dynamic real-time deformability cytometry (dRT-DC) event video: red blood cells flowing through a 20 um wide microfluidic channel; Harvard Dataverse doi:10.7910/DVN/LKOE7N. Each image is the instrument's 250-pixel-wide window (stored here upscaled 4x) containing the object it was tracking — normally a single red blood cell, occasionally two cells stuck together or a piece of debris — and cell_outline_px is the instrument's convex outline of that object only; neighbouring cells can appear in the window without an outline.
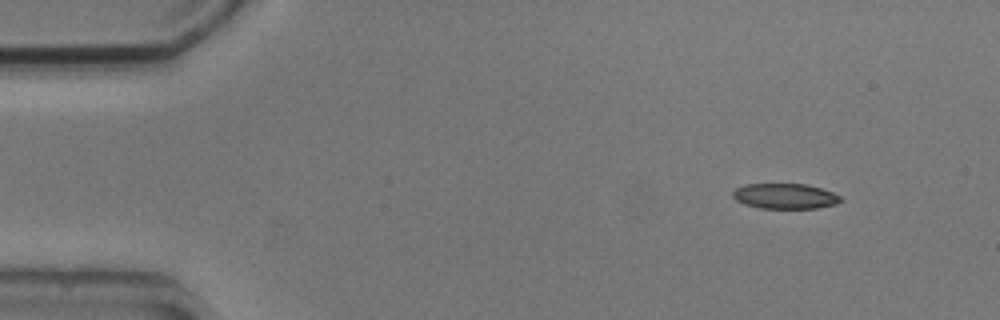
{"species": "common noctule bat (a hibernating species)", "species_latin": "Nyctalus noctula", "temperature_condition": "cold", "stored_images_in_passage": 5, "segment_of_instrument_passage": [1, 2], "camera_frame_rate_fps": 3000, "um_per_image_px": 0.085, "animal": {"sex": "male", "body_mass_g": 20.5, "forearm_length_mm": 52.5}, "frame": {"image": 1, "passage_image": 1, "time_ms": 0.0, "image_size_px": [1000, 320], "cell_outline_px": [[844, 200], [836, 204], [816, 208], [760, 208], [744, 204], [736, 200], [732, 196], [732, 192], [736, 188], [744, 184], [804, 184], [820, 188], [832, 192], [840, 196]], "centroid_in_image_um": [66.71, 16.67], "position_along_channel_um": 18.3, "area_um2": 15.9}}
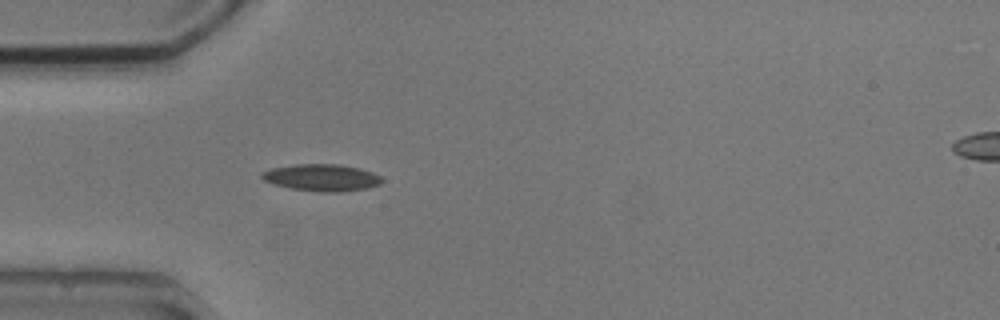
{"frame": {"image": 2, "passage_image": 4, "time_ms": 3.333, "image_size_px": [1000, 320], "cell_outline_px": [[384, 180], [380, 184], [368, 188], [340, 192], [320, 192], [292, 188], [276, 184], [264, 180], [260, 176], [264, 172], [272, 168], [296, 164], [340, 164], [360, 168], [372, 172], [380, 176]], "centroid_in_image_um": [27.41, 15.09], "position_along_channel_um": 57.6, "area_um2": 18.73}}